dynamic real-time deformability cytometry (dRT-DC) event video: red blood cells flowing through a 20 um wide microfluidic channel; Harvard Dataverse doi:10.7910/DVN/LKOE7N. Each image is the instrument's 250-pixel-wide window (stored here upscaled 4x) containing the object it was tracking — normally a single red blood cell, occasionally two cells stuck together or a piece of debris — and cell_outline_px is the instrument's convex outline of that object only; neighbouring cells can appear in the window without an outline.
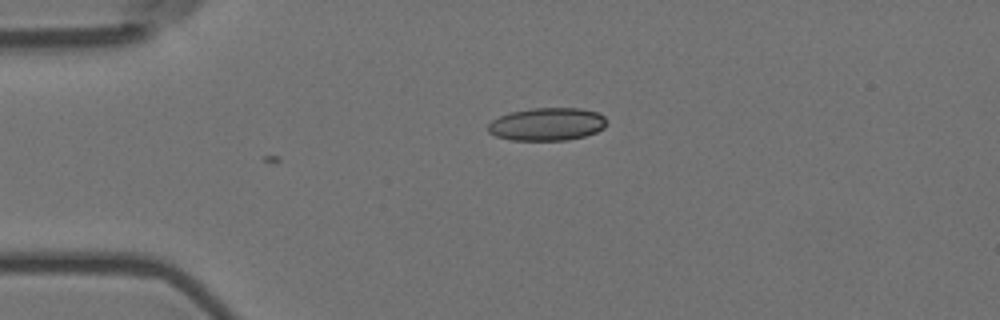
{"species": "Egyptian fruit bat (a non-hibernating species)", "species_latin": "Rousettus aegyptiacus", "temperature_condition": "room temperature", "stored_images_in_passage": 3, "camera_frame_rate_fps": 3000, "um_per_image_px": 0.085, "animal": {"sex": "female"}, "frame": {"image": 1, "passage_image": 3, "time_ms": 0.667, "image_size_px": [1000, 320], "cell_outline_px": [[608, 120], [604, 128], [596, 132], [584, 136], [568, 140], [512, 140], [496, 136], [488, 132], [488, 124], [492, 120], [508, 112], [532, 108], [580, 108], [596, 112], [604, 116]], "centroid_in_image_um": [46.5, 10.55], "position_along_channel_um": 38.5, "area_um2": 22.83}}